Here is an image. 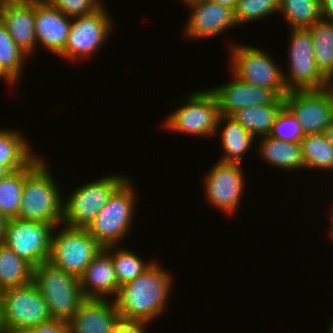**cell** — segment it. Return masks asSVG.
<instances>
[{
    "mask_svg": "<svg viewBox=\"0 0 333 333\" xmlns=\"http://www.w3.org/2000/svg\"><path fill=\"white\" fill-rule=\"evenodd\" d=\"M332 321H333V320H332ZM329 333H333V322H332V324H331V326H330Z\"/></svg>",
    "mask_w": 333,
    "mask_h": 333,
    "instance_id": "681fc988",
    "label": "cell"
},
{
    "mask_svg": "<svg viewBox=\"0 0 333 333\" xmlns=\"http://www.w3.org/2000/svg\"><path fill=\"white\" fill-rule=\"evenodd\" d=\"M210 1L226 5L234 10L239 0H210Z\"/></svg>",
    "mask_w": 333,
    "mask_h": 333,
    "instance_id": "b9f144b4",
    "label": "cell"
},
{
    "mask_svg": "<svg viewBox=\"0 0 333 333\" xmlns=\"http://www.w3.org/2000/svg\"><path fill=\"white\" fill-rule=\"evenodd\" d=\"M10 0H0V11L5 7V5L9 2Z\"/></svg>",
    "mask_w": 333,
    "mask_h": 333,
    "instance_id": "7dc6e473",
    "label": "cell"
},
{
    "mask_svg": "<svg viewBox=\"0 0 333 333\" xmlns=\"http://www.w3.org/2000/svg\"><path fill=\"white\" fill-rule=\"evenodd\" d=\"M320 11L323 20L333 22V0H320Z\"/></svg>",
    "mask_w": 333,
    "mask_h": 333,
    "instance_id": "8d00e7d4",
    "label": "cell"
},
{
    "mask_svg": "<svg viewBox=\"0 0 333 333\" xmlns=\"http://www.w3.org/2000/svg\"><path fill=\"white\" fill-rule=\"evenodd\" d=\"M148 324L145 321L120 318L115 326L114 333H147L145 328Z\"/></svg>",
    "mask_w": 333,
    "mask_h": 333,
    "instance_id": "d590c367",
    "label": "cell"
},
{
    "mask_svg": "<svg viewBox=\"0 0 333 333\" xmlns=\"http://www.w3.org/2000/svg\"><path fill=\"white\" fill-rule=\"evenodd\" d=\"M8 219L0 213V244L4 242L5 230Z\"/></svg>",
    "mask_w": 333,
    "mask_h": 333,
    "instance_id": "ab89813d",
    "label": "cell"
},
{
    "mask_svg": "<svg viewBox=\"0 0 333 333\" xmlns=\"http://www.w3.org/2000/svg\"><path fill=\"white\" fill-rule=\"evenodd\" d=\"M191 12L186 22L185 37L190 39H206L216 37L223 31L237 26L234 10L226 5L212 1L198 2L187 5Z\"/></svg>",
    "mask_w": 333,
    "mask_h": 333,
    "instance_id": "9a60e30c",
    "label": "cell"
},
{
    "mask_svg": "<svg viewBox=\"0 0 333 333\" xmlns=\"http://www.w3.org/2000/svg\"><path fill=\"white\" fill-rule=\"evenodd\" d=\"M52 7L59 9L70 18L80 17L98 10L100 0H46Z\"/></svg>",
    "mask_w": 333,
    "mask_h": 333,
    "instance_id": "836d02e7",
    "label": "cell"
},
{
    "mask_svg": "<svg viewBox=\"0 0 333 333\" xmlns=\"http://www.w3.org/2000/svg\"><path fill=\"white\" fill-rule=\"evenodd\" d=\"M72 18L52 7L47 1H35L36 46H44L50 52L60 55L66 46Z\"/></svg>",
    "mask_w": 333,
    "mask_h": 333,
    "instance_id": "e0dca14e",
    "label": "cell"
},
{
    "mask_svg": "<svg viewBox=\"0 0 333 333\" xmlns=\"http://www.w3.org/2000/svg\"><path fill=\"white\" fill-rule=\"evenodd\" d=\"M9 173L10 171L6 167L0 165V180L5 178Z\"/></svg>",
    "mask_w": 333,
    "mask_h": 333,
    "instance_id": "ee69618b",
    "label": "cell"
},
{
    "mask_svg": "<svg viewBox=\"0 0 333 333\" xmlns=\"http://www.w3.org/2000/svg\"><path fill=\"white\" fill-rule=\"evenodd\" d=\"M232 75L233 82L209 88L216 97L220 115L232 116L240 109L271 104L279 97L270 88L251 85Z\"/></svg>",
    "mask_w": 333,
    "mask_h": 333,
    "instance_id": "2e32d148",
    "label": "cell"
},
{
    "mask_svg": "<svg viewBox=\"0 0 333 333\" xmlns=\"http://www.w3.org/2000/svg\"><path fill=\"white\" fill-rule=\"evenodd\" d=\"M182 105L166 118L163 125L167 129L199 137L217 133L220 112L216 97L209 88L189 94Z\"/></svg>",
    "mask_w": 333,
    "mask_h": 333,
    "instance_id": "ba28073f",
    "label": "cell"
},
{
    "mask_svg": "<svg viewBox=\"0 0 333 333\" xmlns=\"http://www.w3.org/2000/svg\"><path fill=\"white\" fill-rule=\"evenodd\" d=\"M279 12V0H239L234 9L238 25L247 24Z\"/></svg>",
    "mask_w": 333,
    "mask_h": 333,
    "instance_id": "1f68e13d",
    "label": "cell"
},
{
    "mask_svg": "<svg viewBox=\"0 0 333 333\" xmlns=\"http://www.w3.org/2000/svg\"><path fill=\"white\" fill-rule=\"evenodd\" d=\"M49 170L48 165L39 156L26 167V179L17 218L40 221L61 228L64 198Z\"/></svg>",
    "mask_w": 333,
    "mask_h": 333,
    "instance_id": "7a4b0ae2",
    "label": "cell"
},
{
    "mask_svg": "<svg viewBox=\"0 0 333 333\" xmlns=\"http://www.w3.org/2000/svg\"><path fill=\"white\" fill-rule=\"evenodd\" d=\"M300 146L305 168L333 169V147L323 134L305 135Z\"/></svg>",
    "mask_w": 333,
    "mask_h": 333,
    "instance_id": "f546056e",
    "label": "cell"
},
{
    "mask_svg": "<svg viewBox=\"0 0 333 333\" xmlns=\"http://www.w3.org/2000/svg\"><path fill=\"white\" fill-rule=\"evenodd\" d=\"M1 333H30L29 329H18V328H8L4 327Z\"/></svg>",
    "mask_w": 333,
    "mask_h": 333,
    "instance_id": "7bdbcfd3",
    "label": "cell"
},
{
    "mask_svg": "<svg viewBox=\"0 0 333 333\" xmlns=\"http://www.w3.org/2000/svg\"><path fill=\"white\" fill-rule=\"evenodd\" d=\"M322 90L325 92V94L329 98L330 104L333 109V74L325 77V81H324Z\"/></svg>",
    "mask_w": 333,
    "mask_h": 333,
    "instance_id": "74e56055",
    "label": "cell"
},
{
    "mask_svg": "<svg viewBox=\"0 0 333 333\" xmlns=\"http://www.w3.org/2000/svg\"><path fill=\"white\" fill-rule=\"evenodd\" d=\"M55 226L40 221L8 219L4 244L33 267L49 261Z\"/></svg>",
    "mask_w": 333,
    "mask_h": 333,
    "instance_id": "8fae6325",
    "label": "cell"
},
{
    "mask_svg": "<svg viewBox=\"0 0 333 333\" xmlns=\"http://www.w3.org/2000/svg\"><path fill=\"white\" fill-rule=\"evenodd\" d=\"M79 284L86 298L116 296L120 286L111 256L104 249L86 267L79 277Z\"/></svg>",
    "mask_w": 333,
    "mask_h": 333,
    "instance_id": "ffe728a7",
    "label": "cell"
},
{
    "mask_svg": "<svg viewBox=\"0 0 333 333\" xmlns=\"http://www.w3.org/2000/svg\"><path fill=\"white\" fill-rule=\"evenodd\" d=\"M308 29L312 35L316 66L327 77L333 74V22L321 19Z\"/></svg>",
    "mask_w": 333,
    "mask_h": 333,
    "instance_id": "484cf974",
    "label": "cell"
},
{
    "mask_svg": "<svg viewBox=\"0 0 333 333\" xmlns=\"http://www.w3.org/2000/svg\"><path fill=\"white\" fill-rule=\"evenodd\" d=\"M289 30H291L288 49L289 75L283 71V80L287 90L322 89L325 77L315 63L312 35L309 29L292 28Z\"/></svg>",
    "mask_w": 333,
    "mask_h": 333,
    "instance_id": "7c38bea8",
    "label": "cell"
},
{
    "mask_svg": "<svg viewBox=\"0 0 333 333\" xmlns=\"http://www.w3.org/2000/svg\"><path fill=\"white\" fill-rule=\"evenodd\" d=\"M322 134L333 147V121L325 128Z\"/></svg>",
    "mask_w": 333,
    "mask_h": 333,
    "instance_id": "60d3db41",
    "label": "cell"
},
{
    "mask_svg": "<svg viewBox=\"0 0 333 333\" xmlns=\"http://www.w3.org/2000/svg\"><path fill=\"white\" fill-rule=\"evenodd\" d=\"M279 12L292 28H308L322 19L320 0H279Z\"/></svg>",
    "mask_w": 333,
    "mask_h": 333,
    "instance_id": "4316f807",
    "label": "cell"
},
{
    "mask_svg": "<svg viewBox=\"0 0 333 333\" xmlns=\"http://www.w3.org/2000/svg\"><path fill=\"white\" fill-rule=\"evenodd\" d=\"M25 179L26 167L0 180V213L7 219L18 217Z\"/></svg>",
    "mask_w": 333,
    "mask_h": 333,
    "instance_id": "f1b7e54d",
    "label": "cell"
},
{
    "mask_svg": "<svg viewBox=\"0 0 333 333\" xmlns=\"http://www.w3.org/2000/svg\"><path fill=\"white\" fill-rule=\"evenodd\" d=\"M26 1H46V0H26Z\"/></svg>",
    "mask_w": 333,
    "mask_h": 333,
    "instance_id": "f907efd6",
    "label": "cell"
},
{
    "mask_svg": "<svg viewBox=\"0 0 333 333\" xmlns=\"http://www.w3.org/2000/svg\"><path fill=\"white\" fill-rule=\"evenodd\" d=\"M87 298L69 320L70 333H114L121 318L114 302Z\"/></svg>",
    "mask_w": 333,
    "mask_h": 333,
    "instance_id": "d6986e66",
    "label": "cell"
},
{
    "mask_svg": "<svg viewBox=\"0 0 333 333\" xmlns=\"http://www.w3.org/2000/svg\"><path fill=\"white\" fill-rule=\"evenodd\" d=\"M58 227L56 226L52 233L49 262L79 278L103 247L86 229L64 225L57 232Z\"/></svg>",
    "mask_w": 333,
    "mask_h": 333,
    "instance_id": "8992f818",
    "label": "cell"
},
{
    "mask_svg": "<svg viewBox=\"0 0 333 333\" xmlns=\"http://www.w3.org/2000/svg\"><path fill=\"white\" fill-rule=\"evenodd\" d=\"M0 79H5L7 85H14L15 83H18L7 71L6 69L0 64Z\"/></svg>",
    "mask_w": 333,
    "mask_h": 333,
    "instance_id": "f35d334b",
    "label": "cell"
},
{
    "mask_svg": "<svg viewBox=\"0 0 333 333\" xmlns=\"http://www.w3.org/2000/svg\"><path fill=\"white\" fill-rule=\"evenodd\" d=\"M172 274L153 262L133 281L120 286L113 300L121 318L152 322L165 311L172 289Z\"/></svg>",
    "mask_w": 333,
    "mask_h": 333,
    "instance_id": "6da1fadb",
    "label": "cell"
},
{
    "mask_svg": "<svg viewBox=\"0 0 333 333\" xmlns=\"http://www.w3.org/2000/svg\"><path fill=\"white\" fill-rule=\"evenodd\" d=\"M4 327L29 329L52 319L43 295L33 281L0 292Z\"/></svg>",
    "mask_w": 333,
    "mask_h": 333,
    "instance_id": "9c48e42d",
    "label": "cell"
},
{
    "mask_svg": "<svg viewBox=\"0 0 333 333\" xmlns=\"http://www.w3.org/2000/svg\"><path fill=\"white\" fill-rule=\"evenodd\" d=\"M23 135L16 130L0 129V165L10 172L27 167L36 157Z\"/></svg>",
    "mask_w": 333,
    "mask_h": 333,
    "instance_id": "cb8c5ba5",
    "label": "cell"
},
{
    "mask_svg": "<svg viewBox=\"0 0 333 333\" xmlns=\"http://www.w3.org/2000/svg\"><path fill=\"white\" fill-rule=\"evenodd\" d=\"M332 212H333V211H332ZM331 219H332V223H331V225H330V226H331V229H329V230H330V231H329V232H330L329 234H331L330 236H331V238H333V213H332V218H331Z\"/></svg>",
    "mask_w": 333,
    "mask_h": 333,
    "instance_id": "c3c4849f",
    "label": "cell"
},
{
    "mask_svg": "<svg viewBox=\"0 0 333 333\" xmlns=\"http://www.w3.org/2000/svg\"><path fill=\"white\" fill-rule=\"evenodd\" d=\"M103 249L111 256L119 286L133 281L153 264L151 261L148 263L143 261L136 253L119 245L107 246Z\"/></svg>",
    "mask_w": 333,
    "mask_h": 333,
    "instance_id": "83f0119b",
    "label": "cell"
},
{
    "mask_svg": "<svg viewBox=\"0 0 333 333\" xmlns=\"http://www.w3.org/2000/svg\"><path fill=\"white\" fill-rule=\"evenodd\" d=\"M284 106V97H278L273 103L248 106L235 112L232 117L254 138L268 136L276 116Z\"/></svg>",
    "mask_w": 333,
    "mask_h": 333,
    "instance_id": "603a6c76",
    "label": "cell"
},
{
    "mask_svg": "<svg viewBox=\"0 0 333 333\" xmlns=\"http://www.w3.org/2000/svg\"><path fill=\"white\" fill-rule=\"evenodd\" d=\"M105 8L102 5L90 14L72 18L66 46L59 57L70 62L89 58L107 42L114 26Z\"/></svg>",
    "mask_w": 333,
    "mask_h": 333,
    "instance_id": "30bf717a",
    "label": "cell"
},
{
    "mask_svg": "<svg viewBox=\"0 0 333 333\" xmlns=\"http://www.w3.org/2000/svg\"><path fill=\"white\" fill-rule=\"evenodd\" d=\"M185 3V7L190 4L198 3V2H205L210 0H182Z\"/></svg>",
    "mask_w": 333,
    "mask_h": 333,
    "instance_id": "f6af8a7d",
    "label": "cell"
},
{
    "mask_svg": "<svg viewBox=\"0 0 333 333\" xmlns=\"http://www.w3.org/2000/svg\"><path fill=\"white\" fill-rule=\"evenodd\" d=\"M30 333H70L69 321L51 319L37 326L29 328Z\"/></svg>",
    "mask_w": 333,
    "mask_h": 333,
    "instance_id": "e575fe53",
    "label": "cell"
},
{
    "mask_svg": "<svg viewBox=\"0 0 333 333\" xmlns=\"http://www.w3.org/2000/svg\"><path fill=\"white\" fill-rule=\"evenodd\" d=\"M225 125L221 130V145L224 155L220 161L241 164L254 142V137L232 116L220 115L217 124V132L221 123Z\"/></svg>",
    "mask_w": 333,
    "mask_h": 333,
    "instance_id": "7402d4cb",
    "label": "cell"
},
{
    "mask_svg": "<svg viewBox=\"0 0 333 333\" xmlns=\"http://www.w3.org/2000/svg\"><path fill=\"white\" fill-rule=\"evenodd\" d=\"M259 144V155L268 165L289 171L305 168L300 143H291L268 135L261 137Z\"/></svg>",
    "mask_w": 333,
    "mask_h": 333,
    "instance_id": "44dd1931",
    "label": "cell"
},
{
    "mask_svg": "<svg viewBox=\"0 0 333 333\" xmlns=\"http://www.w3.org/2000/svg\"><path fill=\"white\" fill-rule=\"evenodd\" d=\"M242 165L219 161L205 177V197L215 208L231 215L241 201L245 180Z\"/></svg>",
    "mask_w": 333,
    "mask_h": 333,
    "instance_id": "4fadbf2b",
    "label": "cell"
},
{
    "mask_svg": "<svg viewBox=\"0 0 333 333\" xmlns=\"http://www.w3.org/2000/svg\"><path fill=\"white\" fill-rule=\"evenodd\" d=\"M284 105L300 123L305 135L322 134L333 121V109L322 89L291 90Z\"/></svg>",
    "mask_w": 333,
    "mask_h": 333,
    "instance_id": "5bb4252c",
    "label": "cell"
},
{
    "mask_svg": "<svg viewBox=\"0 0 333 333\" xmlns=\"http://www.w3.org/2000/svg\"><path fill=\"white\" fill-rule=\"evenodd\" d=\"M4 328L3 321H2V305L0 301V333L2 332V329Z\"/></svg>",
    "mask_w": 333,
    "mask_h": 333,
    "instance_id": "bcb514c9",
    "label": "cell"
},
{
    "mask_svg": "<svg viewBox=\"0 0 333 333\" xmlns=\"http://www.w3.org/2000/svg\"><path fill=\"white\" fill-rule=\"evenodd\" d=\"M33 266L0 244V292L33 281Z\"/></svg>",
    "mask_w": 333,
    "mask_h": 333,
    "instance_id": "d4e9b609",
    "label": "cell"
},
{
    "mask_svg": "<svg viewBox=\"0 0 333 333\" xmlns=\"http://www.w3.org/2000/svg\"><path fill=\"white\" fill-rule=\"evenodd\" d=\"M127 176L109 175L76 188L63 202L62 224L86 229Z\"/></svg>",
    "mask_w": 333,
    "mask_h": 333,
    "instance_id": "5b68a950",
    "label": "cell"
},
{
    "mask_svg": "<svg viewBox=\"0 0 333 333\" xmlns=\"http://www.w3.org/2000/svg\"><path fill=\"white\" fill-rule=\"evenodd\" d=\"M25 58H27V54L13 41L5 25L0 20V64L17 82L22 76Z\"/></svg>",
    "mask_w": 333,
    "mask_h": 333,
    "instance_id": "4dcf8cb0",
    "label": "cell"
},
{
    "mask_svg": "<svg viewBox=\"0 0 333 333\" xmlns=\"http://www.w3.org/2000/svg\"><path fill=\"white\" fill-rule=\"evenodd\" d=\"M269 135L291 143H300L305 137L297 118L285 105L276 116Z\"/></svg>",
    "mask_w": 333,
    "mask_h": 333,
    "instance_id": "d6a6232c",
    "label": "cell"
},
{
    "mask_svg": "<svg viewBox=\"0 0 333 333\" xmlns=\"http://www.w3.org/2000/svg\"><path fill=\"white\" fill-rule=\"evenodd\" d=\"M0 20L17 46L28 56L36 49L35 1L10 0L0 11Z\"/></svg>",
    "mask_w": 333,
    "mask_h": 333,
    "instance_id": "ac0fdd59",
    "label": "cell"
},
{
    "mask_svg": "<svg viewBox=\"0 0 333 333\" xmlns=\"http://www.w3.org/2000/svg\"><path fill=\"white\" fill-rule=\"evenodd\" d=\"M127 178L108 198L107 203L86 228L88 233L104 248L118 245L129 234L136 207V189Z\"/></svg>",
    "mask_w": 333,
    "mask_h": 333,
    "instance_id": "3957f363",
    "label": "cell"
},
{
    "mask_svg": "<svg viewBox=\"0 0 333 333\" xmlns=\"http://www.w3.org/2000/svg\"><path fill=\"white\" fill-rule=\"evenodd\" d=\"M230 48L231 71L237 78L251 85L270 88L279 97L289 92L282 68L263 49L244 44H231Z\"/></svg>",
    "mask_w": 333,
    "mask_h": 333,
    "instance_id": "52a82bcc",
    "label": "cell"
},
{
    "mask_svg": "<svg viewBox=\"0 0 333 333\" xmlns=\"http://www.w3.org/2000/svg\"><path fill=\"white\" fill-rule=\"evenodd\" d=\"M33 282L43 295L53 319L69 321L87 299L79 278L53 266L49 261L33 268Z\"/></svg>",
    "mask_w": 333,
    "mask_h": 333,
    "instance_id": "277c9868",
    "label": "cell"
}]
</instances>
